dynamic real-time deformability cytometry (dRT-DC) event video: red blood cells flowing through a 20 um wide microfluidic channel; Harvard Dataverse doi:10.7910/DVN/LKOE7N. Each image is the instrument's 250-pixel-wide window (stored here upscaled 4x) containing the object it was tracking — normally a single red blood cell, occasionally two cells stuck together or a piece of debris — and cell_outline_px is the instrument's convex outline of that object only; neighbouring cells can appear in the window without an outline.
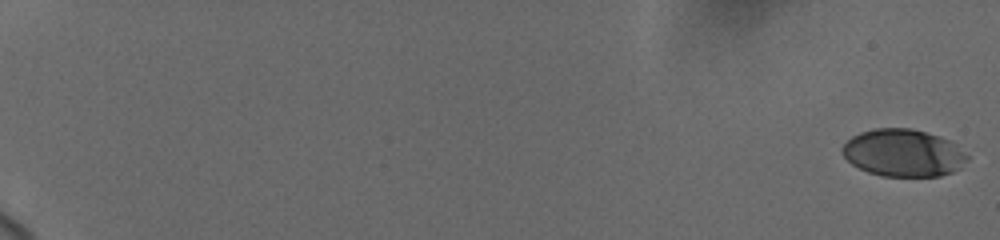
{"species": "human", "species_latin": "Homo sapiens", "temperature_condition": "cold", "stored_images_in_passage": 71, "camera_frame_rate_fps": 3000, "um_per_image_px": 0.085, "donor": {"sex": "female"}, "frame": {"image": 1, "passage_image": 1, "time_ms": 0.0, "image_size_px": [1000, 240], "cell_outline_px": [[968, 160], [960, 168], [952, 172], [940, 176], [880, 176], [868, 172], [852, 164], [840, 152], [840, 148], [852, 136], [860, 132], [876, 128], [908, 128], [940, 136], [952, 140], [968, 156]], "centroid_in_image_um": [76.78, 13.0], "position_along_channel_um": 8.2, "area_um2": 34.62}}
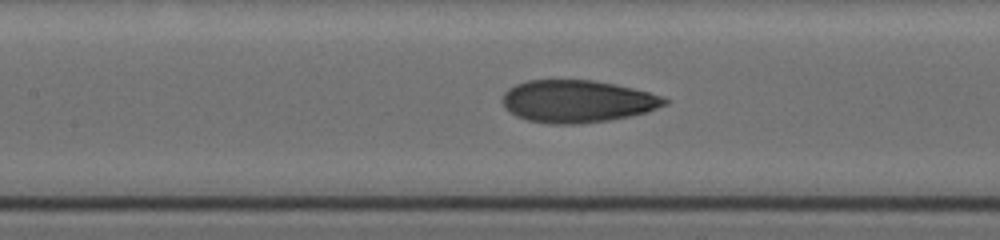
{"frame": {"image": 2, "passage_image": 37, "time_ms": 10.333, "image_size_px": [1000, 240], "cell_outline_px": [[668, 104], [648, 112], [608, 120], [580, 124], [552, 124], [528, 120], [516, 116], [504, 108], [500, 100], [504, 92], [508, 88], [516, 84], [528, 80], [596, 80], [616, 84], [648, 92], [660, 96], [668, 100]], "centroid_in_image_um": [49.03, 8.61], "position_along_channel_um": 158.4, "area_um2": 40.23}}
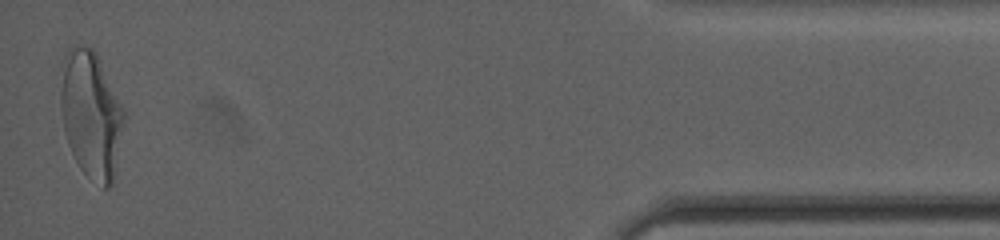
{"frame": {"image": 3, "passage_image": 71, "time_ms": 19.333, "image_size_px": [1000, 240], "cell_outline_px": [[124, 120], [112, 184], [108, 188], [104, 188], [84, 172], [80, 168], [68, 144], [64, 132], [60, 104], [60, 92], [64, 56], [68, 48], [72, 44], [76, 44], [92, 48], [96, 52], [124, 108]], "centroid_in_image_um": [7.72, 9.68], "position_along_channel_um": 427.5, "area_um2": 46.64}, "authors_computed_cell_mechanics": {"area_um2": 38.9572, "velocity_mm_per_s": 3.6914, "shape_relaxation_time_tau1_ms": 5.2184, "shape_relaxation_time_tau2_ms": 1.1444, "deformation_change_tau1": 0.1918, "deformation_change_tau2": 0.0697}}